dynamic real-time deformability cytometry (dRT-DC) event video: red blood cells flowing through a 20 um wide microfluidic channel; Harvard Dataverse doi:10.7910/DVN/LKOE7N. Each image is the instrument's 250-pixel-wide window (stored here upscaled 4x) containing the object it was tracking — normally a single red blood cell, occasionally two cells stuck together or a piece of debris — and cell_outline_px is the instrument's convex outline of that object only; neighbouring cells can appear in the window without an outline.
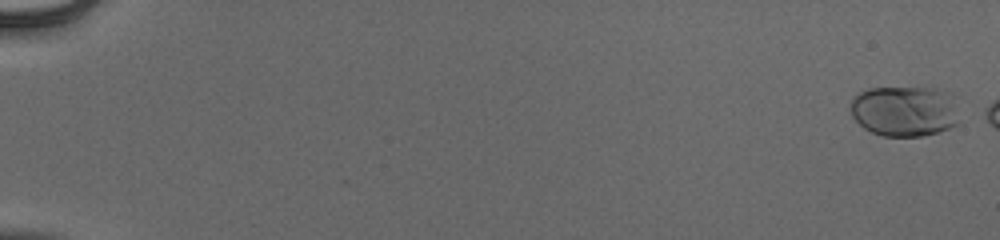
{"species": "human", "species_latin": "Homo sapiens", "temperature_condition": "cold", "stored_images_in_passage": 9, "camera_frame_rate_fps": 3000, "um_per_image_px": 0.085, "donor": {"sex": "male"}, "frame": {"image": 1, "passage_image": 2, "time_ms": 0.333, "image_size_px": [1000, 240], "cell_outline_px": [[956, 124], [948, 128], [936, 132], [920, 136], [880, 136], [864, 128], [852, 116], [852, 96], [868, 88], [936, 88], [948, 92], [952, 96]], "centroid_in_image_um": [76.82, 9.43], "position_along_channel_um": 8.2, "area_um2": 31.62}}